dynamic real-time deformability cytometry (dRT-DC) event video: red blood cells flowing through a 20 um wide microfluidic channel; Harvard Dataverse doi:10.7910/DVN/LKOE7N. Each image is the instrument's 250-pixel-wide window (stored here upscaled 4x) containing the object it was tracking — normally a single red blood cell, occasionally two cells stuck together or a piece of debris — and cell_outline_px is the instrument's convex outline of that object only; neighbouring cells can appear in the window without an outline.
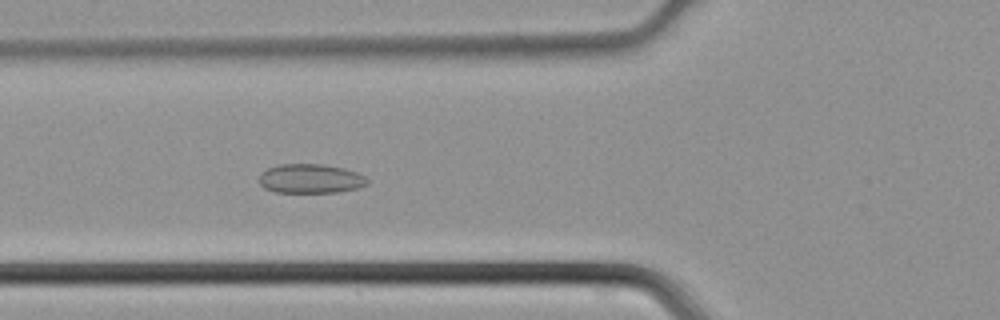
{"species": "common noctule bat (a hibernating species)", "species_latin": "Nyctalus noctula", "temperature_condition": "cold", "stored_images_in_passage": 45, "camera_frame_rate_fps": 3000, "um_per_image_px": 0.085, "animal": {"sex": "male", "body_mass_g": 21.5, "forearm_length_mm": 52.0}, "frame": {"image": 1, "passage_image": 17, "time_ms": 5.333, "image_size_px": [1000, 320], "cell_outline_px": [[368, 184], [360, 188], [336, 192], [276, 192], [264, 188], [260, 184], [260, 176], [268, 168], [280, 164], [320, 164], [344, 168], [356, 172], [364, 176], [368, 180]], "centroid_in_image_um": [26.42, 15.19], "position_along_channel_um": 99.4, "area_um2": 18.32}}
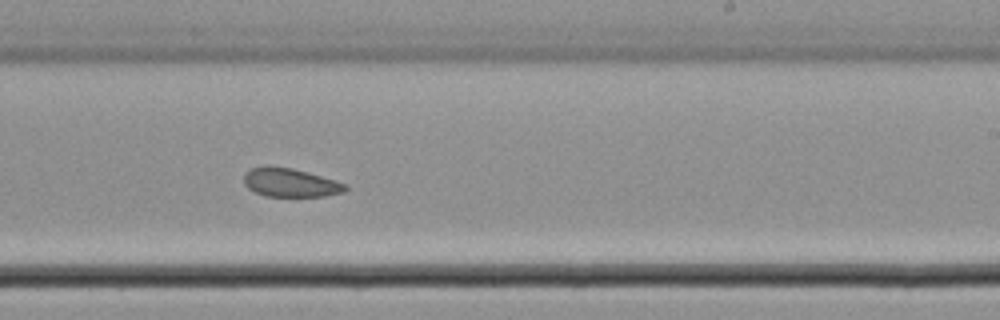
{"frame": {"image": 2, "passage_image": 28, "time_ms": 9.0, "image_size_px": [1000, 320], "cell_outline_px": [[348, 188], [344, 192], [324, 196], [264, 196], [248, 188], [244, 184], [244, 172], [252, 168], [292, 168], [336, 180], [348, 184]], "centroid_in_image_um": [24.72, 15.55], "position_along_channel_um": 264.3, "area_um2": 16.59}}
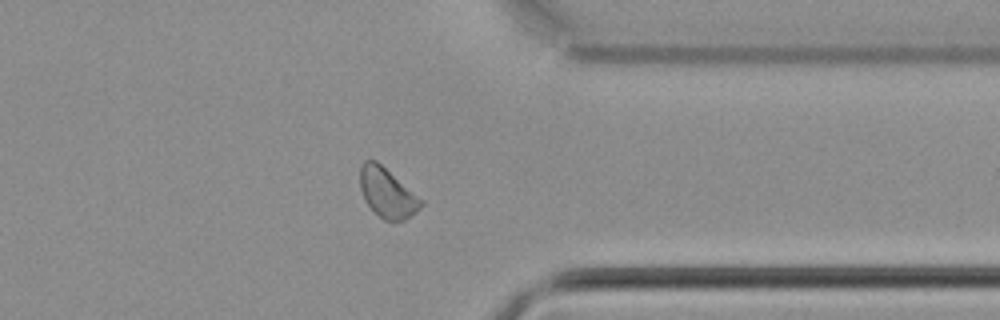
{"frame": {"image": 3, "passage_image": 36, "time_ms": 11.667, "image_size_px": [1000, 320], "cell_outline_px": [[424, 204], [420, 208], [404, 220], [384, 220], [364, 200], [360, 188], [360, 164], [364, 160], [376, 160], [424, 200]], "centroid_in_image_um": [32.91, 16.36], "position_along_channel_um": 378.5, "area_um2": 17.46}}